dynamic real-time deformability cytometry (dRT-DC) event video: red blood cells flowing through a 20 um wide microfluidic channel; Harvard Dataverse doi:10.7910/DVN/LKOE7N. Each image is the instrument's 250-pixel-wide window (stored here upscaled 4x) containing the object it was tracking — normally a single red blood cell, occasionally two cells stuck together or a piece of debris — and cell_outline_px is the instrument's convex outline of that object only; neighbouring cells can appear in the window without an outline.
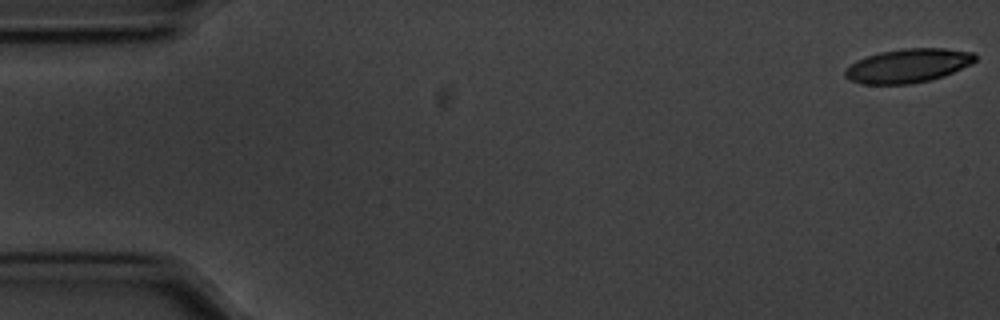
{"species": "common noctule bat (a hibernating species)", "species_latin": "Nyctalus noctula", "temperature_condition": "cold", "stored_images_in_passage": 55, "camera_frame_rate_fps": 3000, "um_per_image_px": 0.085, "animal": {"sex": "male", "body_mass_g": 20.1, "forearm_length_mm": 53.5}, "frame": {"image": 1, "passage_image": 1, "time_ms": 0.0, "image_size_px": [1000, 320], "cell_outline_px": [[976, 60], [972, 64], [944, 76], [912, 84], [860, 84], [848, 80], [844, 76], [844, 72], [856, 60], [880, 52], [904, 48], [944, 48], [972, 52], [976, 56]], "centroid_in_image_um": [77.18, 5.59], "position_along_channel_um": 7.8, "area_um2": 25.72}}
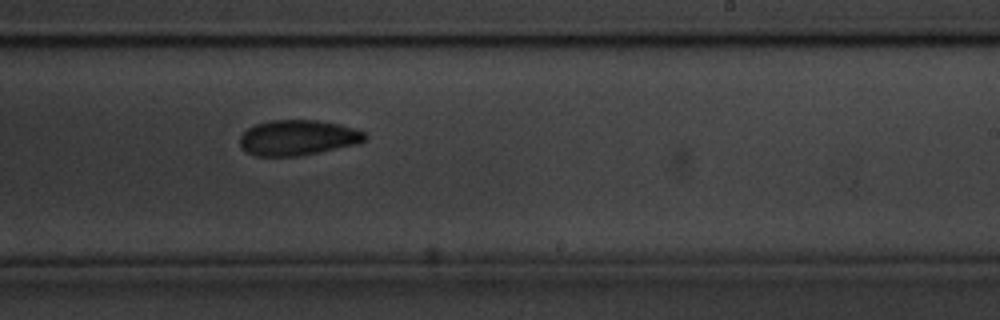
{"frame": {"image": 2, "passage_image": 34, "time_ms": 11.0, "image_size_px": [1000, 320], "cell_outline_px": [[368, 136], [364, 140], [356, 144], [296, 156], [256, 156], [248, 152], [240, 144], [240, 136], [248, 128], [256, 124], [268, 120], [316, 120], [340, 124], [368, 132]], "centroid_in_image_um": [25.33, 11.68], "position_along_channel_um": 263.7, "area_um2": 25.61}}
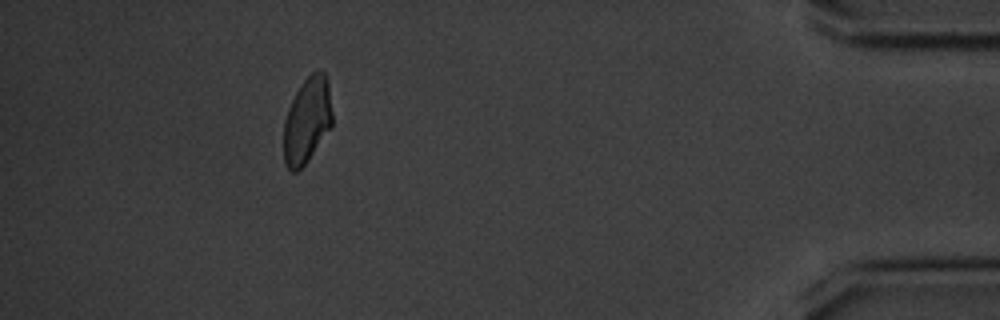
{"frame": {"image": 3, "passage_image": 51, "time_ms": 16.667, "image_size_px": [1000, 320], "cell_outline_px": [[332, 128], [304, 164], [296, 172], [292, 172], [288, 168], [284, 160], [284, 120], [288, 108], [296, 92], [304, 80], [312, 72], [324, 72], [328, 80], [332, 112]], "centroid_in_image_um": [26.11, 10.23], "position_along_channel_um": 409.1, "area_um2": 24.22}}